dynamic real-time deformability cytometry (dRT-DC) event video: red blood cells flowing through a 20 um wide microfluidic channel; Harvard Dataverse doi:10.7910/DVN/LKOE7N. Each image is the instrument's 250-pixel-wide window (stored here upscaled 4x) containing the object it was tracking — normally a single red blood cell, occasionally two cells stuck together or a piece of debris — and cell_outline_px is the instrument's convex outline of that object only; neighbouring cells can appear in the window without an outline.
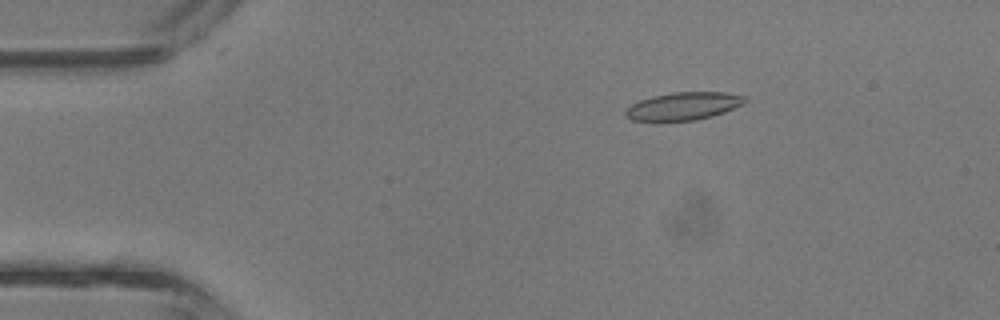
{"species": "common noctule bat (a hibernating species)", "species_latin": "Nyctalus noctula", "temperature_condition": "room temperature", "stored_images_in_passage": 37, "camera_frame_rate_fps": 3000, "um_per_image_px": 0.085, "animal": {"sex": "male", "body_mass_g": 13.3}, "frame": {"image": 1, "passage_image": 2, "time_ms": 0.333, "image_size_px": [1000, 320], "cell_outline_px": [[748, 100], [744, 104], [724, 112], [712, 116], [696, 120], [656, 124], [632, 120], [624, 116], [624, 108], [640, 100], [652, 96], [676, 92], [724, 92], [744, 96]], "centroid_in_image_um": [58.0, 9.07], "position_along_channel_um": 27.0, "area_um2": 20.17}}
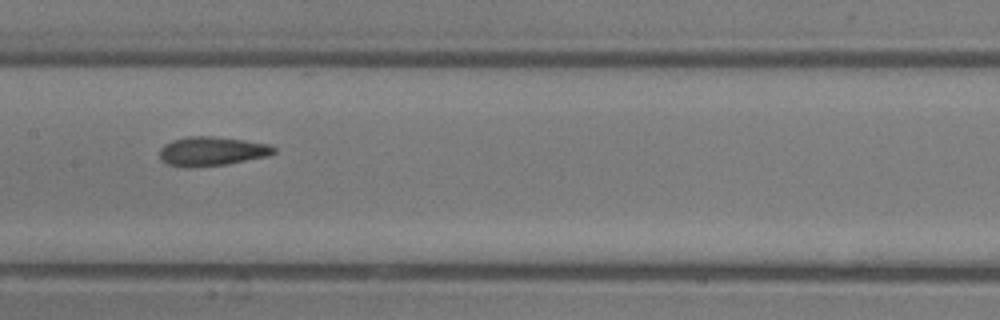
{"frame": {"image": 2, "passage_image": 16, "time_ms": 5.0, "image_size_px": [1000, 320], "cell_outline_px": [[276, 152], [268, 156], [224, 164], [192, 168], [188, 168], [168, 164], [160, 160], [160, 148], [164, 144], [172, 140], [188, 136], [212, 136], [244, 140], [268, 144], [276, 148]], "centroid_in_image_um": [17.97, 12.85], "position_along_channel_um": 189.4, "area_um2": 19.42}}
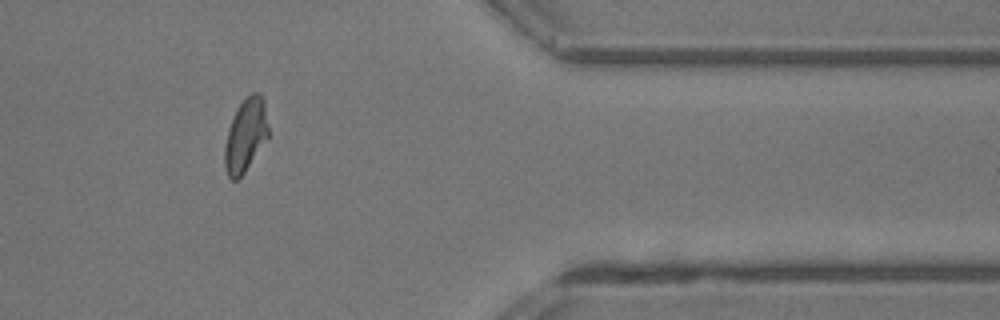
{"frame": {"image": 3, "passage_image": 30, "time_ms": 9.667, "image_size_px": [1000, 320], "cell_outline_px": [[268, 140], [244, 172], [236, 180], [232, 180], [228, 176], [224, 168], [224, 148], [228, 128], [236, 108], [244, 96], [252, 92], [260, 92], [264, 100], [268, 128]], "centroid_in_image_um": [20.87, 11.46], "position_along_channel_um": 390.5, "area_um2": 19.02}, "authors_computed_cell_mechanics": {"area_um2": 19.1318, "velocity_mm_per_s": 4.8289, "shape_relaxation_time_tau1_ms": 8.3445, "shape_relaxation_time_tau2_ms": 2.1256, "deformation_change_tau1": 0.248, "deformation_change_tau2": 0.1058}}